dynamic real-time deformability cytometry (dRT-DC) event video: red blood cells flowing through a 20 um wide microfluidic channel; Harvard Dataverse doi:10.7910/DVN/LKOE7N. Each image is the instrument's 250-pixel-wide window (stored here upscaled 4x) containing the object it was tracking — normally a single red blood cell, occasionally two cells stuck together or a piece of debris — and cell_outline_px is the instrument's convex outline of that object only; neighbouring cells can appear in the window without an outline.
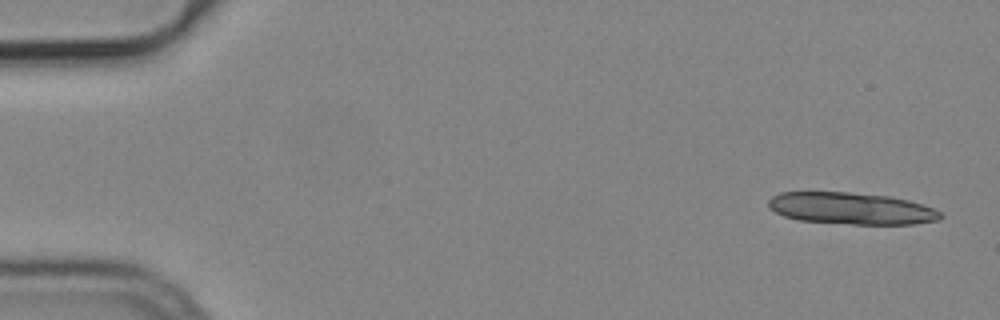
{"species": "common noctule bat (a hibernating species)", "species_latin": "Nyctalus noctula", "temperature_condition": "cold", "stored_images_in_passage": 11, "camera_frame_rate_fps": 3000, "um_per_image_px": 0.085, "animal": {"sex": "male", "body_mass_g": 19.2, "forearm_length_mm": 51.8}, "frame": {"image": 1, "passage_image": 2, "time_ms": 0.333, "image_size_px": [1000, 320], "cell_outline_px": [[944, 216], [940, 220], [912, 224], [852, 224], [800, 220], [784, 216], [768, 208], [768, 200], [772, 196], [780, 192], [848, 192], [888, 196], [908, 200], [932, 208], [940, 212]], "centroid_in_image_um": [72.34, 17.71], "position_along_channel_um": 12.7, "area_um2": 31.79}}